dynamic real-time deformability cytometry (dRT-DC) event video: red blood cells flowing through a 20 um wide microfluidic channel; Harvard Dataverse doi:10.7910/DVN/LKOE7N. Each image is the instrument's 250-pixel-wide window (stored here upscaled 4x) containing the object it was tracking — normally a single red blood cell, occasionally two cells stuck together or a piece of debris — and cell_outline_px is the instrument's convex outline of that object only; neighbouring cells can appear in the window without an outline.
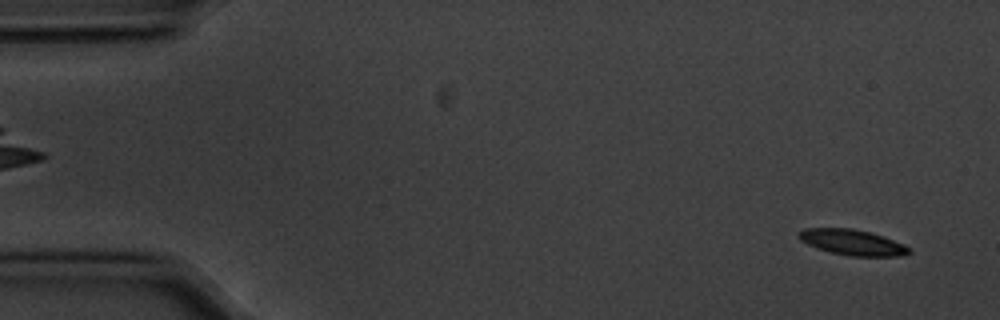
{"species": "common noctule bat (a hibernating species)", "species_latin": "Nyctalus noctula", "temperature_condition": "cold", "stored_images_in_passage": 56, "camera_frame_rate_fps": 3000, "um_per_image_px": 0.085, "animal": {"sex": "male", "body_mass_g": 20.1, "forearm_length_mm": 53.5}, "frame": {"image": 1, "passage_image": 3, "time_ms": 0.667, "image_size_px": [1000, 320], "cell_outline_px": [[912, 252], [900, 256], [852, 256], [832, 252], [816, 248], [800, 240], [796, 236], [804, 228], [852, 228], [884, 236], [904, 244], [912, 248]], "centroid_in_image_um": [72.48, 20.6], "position_along_channel_um": 12.5, "area_um2": 16.47}}
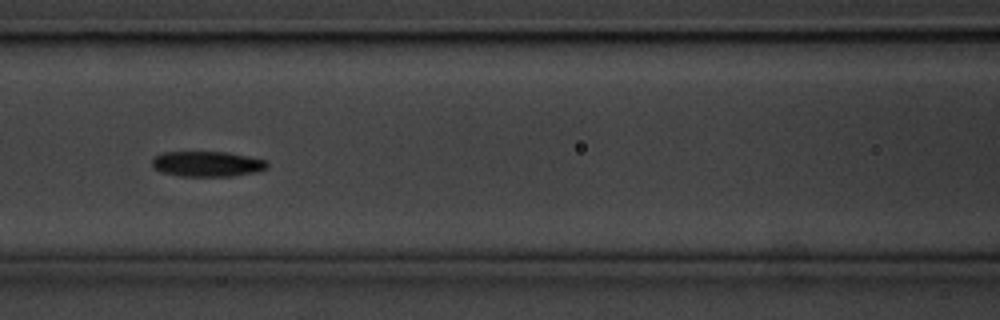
{"frame": {"image": 2, "passage_image": 24, "time_ms": 7.667, "image_size_px": [1000, 320], "cell_outline_px": [[268, 168], [260, 172], [236, 176], [176, 176], [160, 172], [152, 168], [152, 160], [156, 156], [164, 152], [228, 152], [268, 160]], "centroid_in_image_um": [17.65, 13.95], "position_along_channel_um": 148.9, "area_um2": 17.4}}
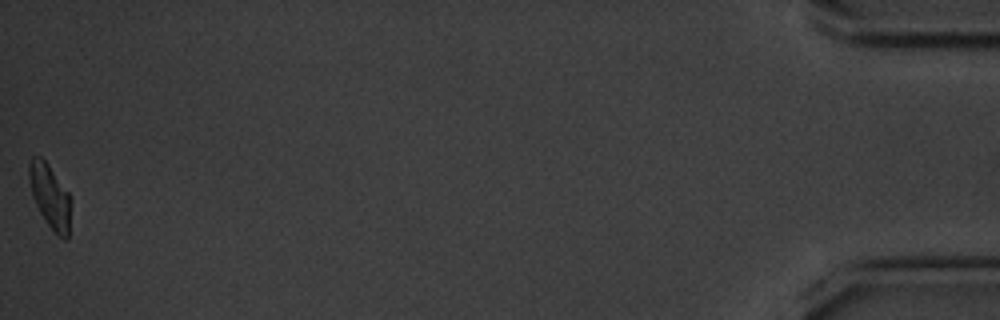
{"frame": {"image": 3, "passage_image": 56, "time_ms": 18.333, "image_size_px": [1000, 320], "cell_outline_px": [[72, 200], [68, 240], [64, 240], [48, 224], [40, 212], [32, 196], [28, 176], [28, 160], [32, 156], [40, 156], [48, 164], [68, 192]], "centroid_in_image_um": [4.26, 16.66], "position_along_channel_um": 430.9, "area_um2": 15.66}}